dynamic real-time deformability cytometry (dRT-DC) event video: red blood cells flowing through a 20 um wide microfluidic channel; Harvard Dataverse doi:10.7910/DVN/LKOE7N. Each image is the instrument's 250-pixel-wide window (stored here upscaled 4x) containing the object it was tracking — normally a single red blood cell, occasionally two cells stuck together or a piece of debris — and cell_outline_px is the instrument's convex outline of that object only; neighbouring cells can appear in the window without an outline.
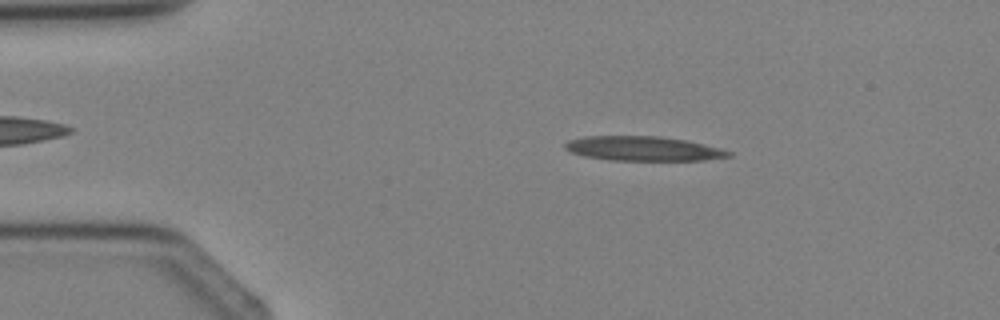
{"species": "Egyptian fruit bat (a non-hibernating species)", "species_latin": "Rousettus aegyptiacus", "temperature_condition": "cold", "stored_images_in_passage": 2, "camera_frame_rate_fps": 3000, "um_per_image_px": 0.085, "animal": {"sex": "female"}, "frame": {"image": 1, "passage_image": 1, "time_ms": 0.0, "image_size_px": [1000, 320], "cell_outline_px": [[732, 156], [704, 160], [612, 160], [584, 156], [572, 152], [564, 148], [564, 144], [568, 140], [584, 136], [660, 136], [688, 140], [720, 148], [732, 152]], "centroid_in_image_um": [54.68, 12.62], "position_along_channel_um": 30.3, "area_um2": 23.35}}